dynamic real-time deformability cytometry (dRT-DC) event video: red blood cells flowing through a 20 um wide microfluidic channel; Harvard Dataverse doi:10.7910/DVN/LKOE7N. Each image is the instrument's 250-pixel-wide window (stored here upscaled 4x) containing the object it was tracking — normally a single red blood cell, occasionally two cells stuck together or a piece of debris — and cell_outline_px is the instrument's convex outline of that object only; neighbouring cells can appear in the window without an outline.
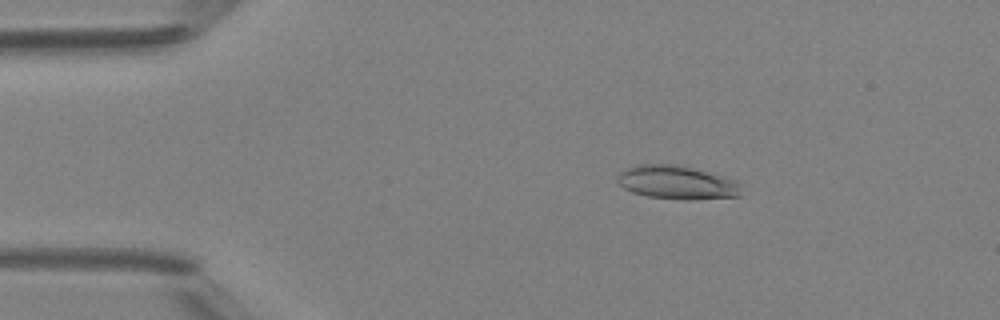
{"species": "Egyptian fruit bat (a non-hibernating species)", "species_latin": "Rousettus aegyptiacus", "temperature_condition": "room temperature", "stored_images_in_passage": 49, "camera_frame_rate_fps": 3000, "um_per_image_px": 0.085, "animal": {"sex": "female"}, "frame": {"image": 1, "passage_image": 9, "time_ms": 2.667, "image_size_px": [1000, 320], "cell_outline_px": [[744, 184], [740, 196], [692, 200], [684, 200], [648, 196], [632, 192], [624, 188], [616, 180], [616, 176], [620, 172], [632, 164], [676, 164], [724, 176], [736, 180]], "centroid_in_image_um": [57.56, 15.5], "position_along_channel_um": 27.4, "area_um2": 24.62}}
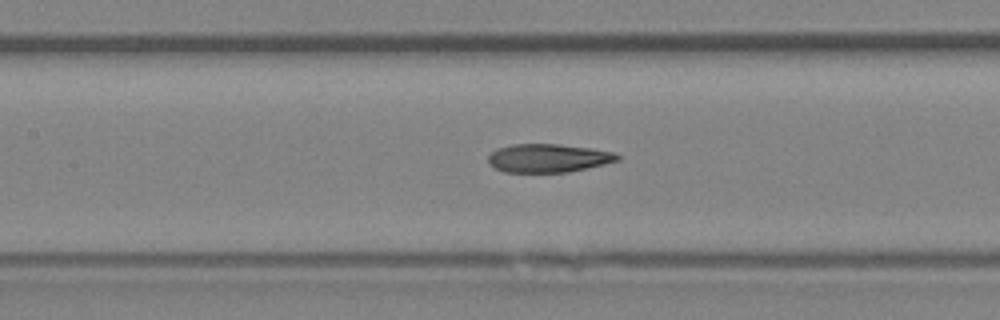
{"frame": {"image": 2, "passage_image": 23, "time_ms": 7.333, "image_size_px": [1000, 320], "cell_outline_px": [[620, 160], [604, 164], [568, 172], [504, 172], [488, 164], [488, 156], [496, 148], [512, 144], [560, 144], [592, 148], [616, 152], [620, 156]], "centroid_in_image_um": [46.61, 13.43], "position_along_channel_um": 160.8, "area_um2": 21.56}}
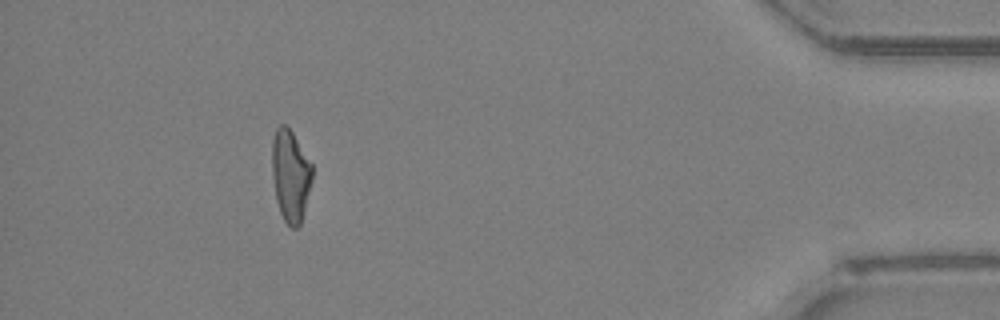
{"frame": {"image": 3, "passage_image": 45, "time_ms": 14.667, "image_size_px": [1000, 320], "cell_outline_px": [[312, 180], [300, 224], [296, 228], [292, 228], [284, 220], [280, 212], [276, 200], [272, 176], [272, 140], [276, 128], [280, 124], [284, 124], [292, 132], [312, 164]], "centroid_in_image_um": [24.67, 14.91], "position_along_channel_um": 410.5, "area_um2": 21.33}, "authors_computed_cell_mechanics": {"area_um2": 21.964, "velocity_mm_per_s": 4.2123, "shape_relaxation_time_tau1_ms": null, "shape_relaxation_time_tau2_ms": 3.3941, "deformation_change_tau1": null, "deformation_change_tau2": 0.1254}}